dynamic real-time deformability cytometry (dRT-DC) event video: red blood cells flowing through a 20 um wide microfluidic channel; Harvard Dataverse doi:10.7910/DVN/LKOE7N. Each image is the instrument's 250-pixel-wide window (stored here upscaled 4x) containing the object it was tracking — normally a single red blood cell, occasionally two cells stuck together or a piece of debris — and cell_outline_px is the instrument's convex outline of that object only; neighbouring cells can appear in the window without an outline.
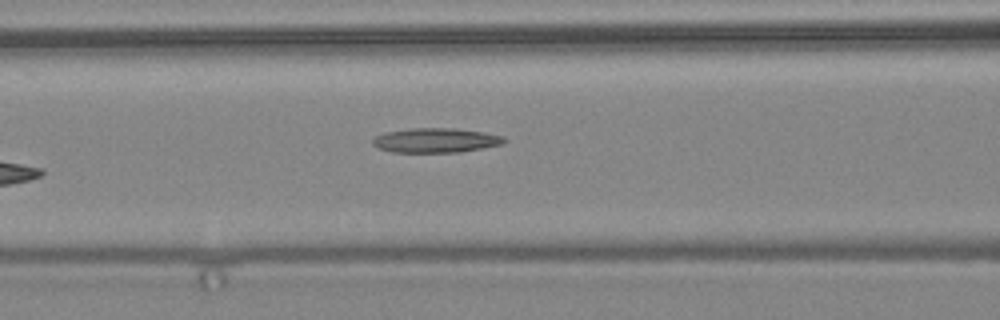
{"species": "common noctule bat (a hibernating species)", "species_latin": "Nyctalus noctula", "temperature_condition": "warm", "stored_images_in_passage": 31, "camera_frame_rate_fps": 3000, "um_per_image_px": 0.085, "animal": {"sex": "female", "body_mass_g": 24.6, "forearm_length_mm": 56.2}, "frame": {"image": 1, "passage_image": 6, "time_ms": 1.667, "image_size_px": [1000, 320], "cell_outline_px": [[508, 140], [504, 144], [484, 148], [460, 152], [392, 152], [380, 148], [372, 144], [372, 140], [376, 136], [384, 132], [412, 128], [456, 128], [484, 132], [504, 136]], "centroid_in_image_um": [37.09, 11.92], "position_along_channel_um": 129.5, "area_um2": 18.96}}
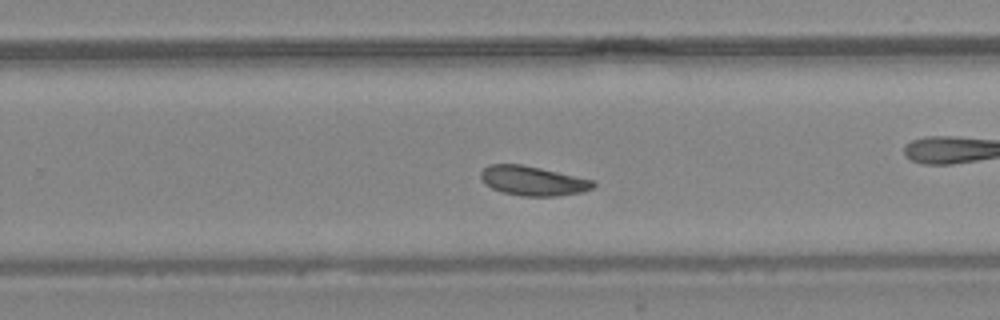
{"frame": {"image": 2, "passage_image": 14, "time_ms": 4.333, "image_size_px": [1000, 320], "cell_outline_px": [[596, 184], [592, 188], [584, 192], [560, 196], [520, 196], [500, 192], [484, 184], [480, 176], [480, 172], [488, 164], [520, 164], [540, 168], [596, 180]], "centroid_in_image_um": [45.3, 15.38], "position_along_channel_um": 284.5, "area_um2": 19.59}, "authors_computed_cell_mechanics": {"area_um2": 19.5942, "velocity_mm_per_s": 4.3993, "shape_relaxation_time_tau1_ms": 5.494, "shape_relaxation_time_tau2_ms": 7.2141, "deformation_change_tau1": 0.2442, "deformation_change_tau2": 0.135}}